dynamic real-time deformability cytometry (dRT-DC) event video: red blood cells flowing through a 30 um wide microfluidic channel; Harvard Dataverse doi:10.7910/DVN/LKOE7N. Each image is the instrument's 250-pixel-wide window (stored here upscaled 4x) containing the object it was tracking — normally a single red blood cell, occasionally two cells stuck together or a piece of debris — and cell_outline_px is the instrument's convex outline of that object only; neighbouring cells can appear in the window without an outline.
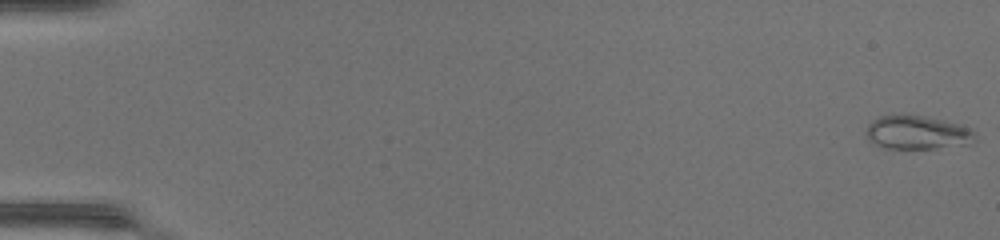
{"species": "common noctule bat (a hibernating species)", "species_latin": "Nyctalus noctula", "temperature_condition": "warm", "stored_images_in_passage": 49, "camera_frame_rate_fps": 3000, "um_per_image_px": 0.085, "animal": {"sex": "female", "body_mass_g": 17.0, "forearm_length_mm": 48.0}, "frame": {"image": 1, "passage_image": 1, "time_ms": 0.0, "image_size_px": [1000, 240], "cell_outline_px": [[976, 140], [972, 144], [936, 148], [884, 148], [868, 140], [864, 132], [868, 124], [872, 120], [880, 116], [924, 116], [944, 120], [972, 128], [976, 132]], "centroid_in_image_um": [78.0, 11.28], "position_along_channel_um": 7.0, "area_um2": 21.44}}
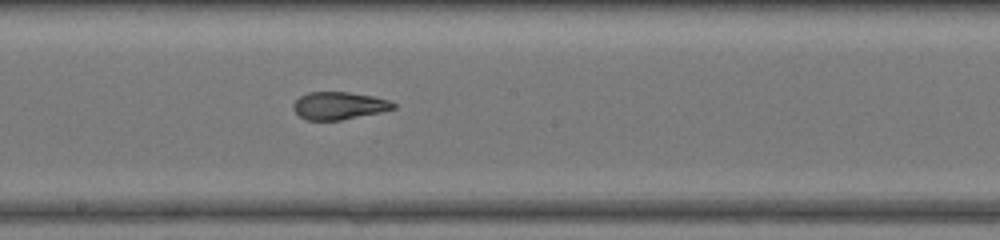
{"frame": {"image": 2, "passage_image": 28, "time_ms": 9.0, "image_size_px": [1000, 240], "cell_outline_px": [[396, 108], [380, 112], [340, 120], [304, 120], [292, 108], [292, 104], [300, 96], [308, 92], [348, 92], [372, 96], [388, 100], [396, 104]], "centroid_in_image_um": [28.78, 8.98], "position_along_channel_um": 219.4, "area_um2": 16.01}}
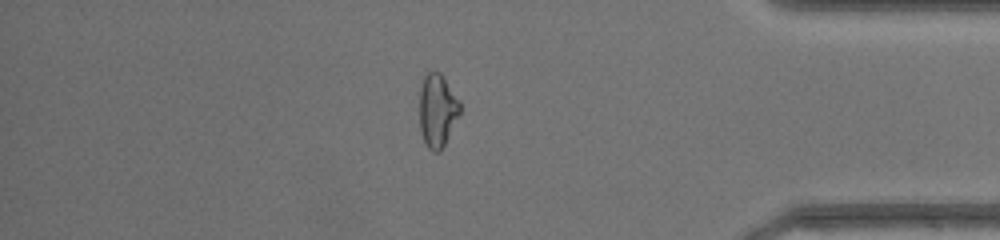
{"frame": {"image": 3, "passage_image": 42, "time_ms": 13.667, "image_size_px": [1000, 240], "cell_outline_px": [[460, 116], [440, 152], [432, 152], [424, 144], [420, 128], [420, 88], [424, 76], [432, 68], [440, 72], [460, 100]], "centroid_in_image_um": [37.18, 9.38], "position_along_channel_um": 398.0, "area_um2": 17.63}, "authors_computed_cell_mechanics": {"area_um2": 18.207, "velocity_mm_per_s": 4.4091, "shape_relaxation_time_tau1_ms": null, "shape_relaxation_time_tau2_ms": 0.9182, "deformation_change_tau1": null, "deformation_change_tau2": 0.0509}}